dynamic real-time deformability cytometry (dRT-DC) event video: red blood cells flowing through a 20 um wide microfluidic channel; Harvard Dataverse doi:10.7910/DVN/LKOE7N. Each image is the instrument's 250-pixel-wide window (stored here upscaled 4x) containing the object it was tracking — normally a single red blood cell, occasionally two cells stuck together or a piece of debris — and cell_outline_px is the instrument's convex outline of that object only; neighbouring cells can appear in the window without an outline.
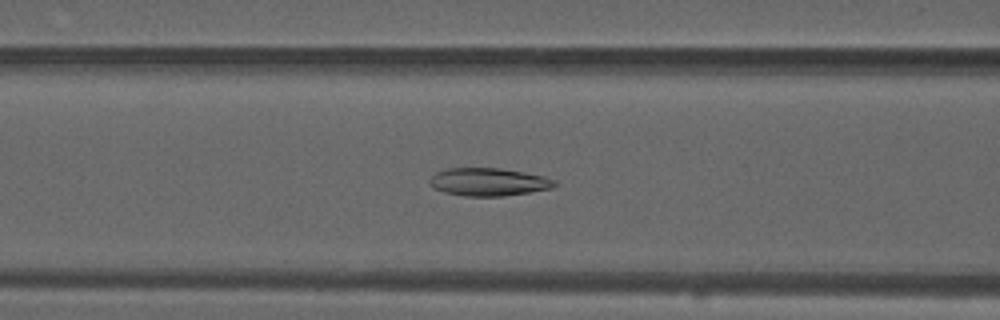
{"species": "common noctule bat (a hibernating species)", "species_latin": "Nyctalus noctula", "temperature_condition": "warm", "stored_images_in_passage": 44, "camera_frame_rate_fps": 3000, "um_per_image_px": 0.085, "animal": {"sex": "male", "forearm_length_mm": 52.5}, "frame": {"image": 1, "passage_image": 11, "time_ms": 3.333, "image_size_px": [1000, 320], "cell_outline_px": [[556, 184], [552, 188], [504, 196], [464, 196], [444, 192], [432, 188], [428, 184], [428, 180], [436, 172], [448, 168], [500, 168], [524, 172], [544, 176], [556, 180]], "centroid_in_image_um": [41.49, 15.46], "position_along_channel_um": 125.1, "area_um2": 20.4}}
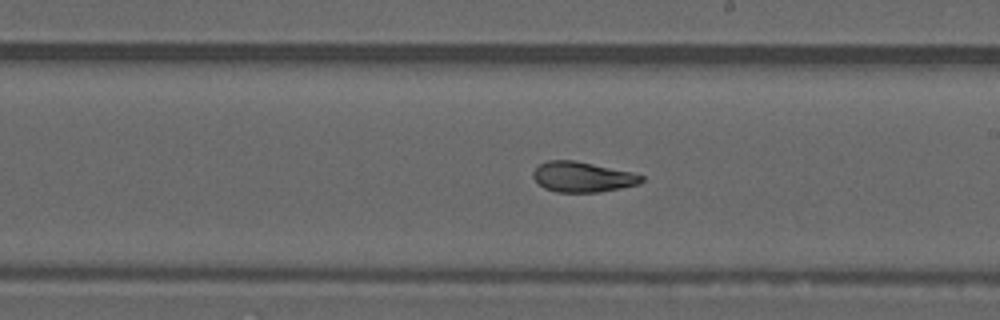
{"frame": {"image": 2, "passage_image": 20, "time_ms": 6.333, "image_size_px": [1000, 320], "cell_outline_px": [[644, 180], [636, 184], [620, 188], [600, 192], [556, 192], [544, 188], [532, 176], [532, 172], [540, 164], [548, 160], [572, 160], [632, 172], [644, 176]], "centroid_in_image_um": [49.49, 15.04], "position_along_channel_um": 239.5, "area_um2": 18.9}}
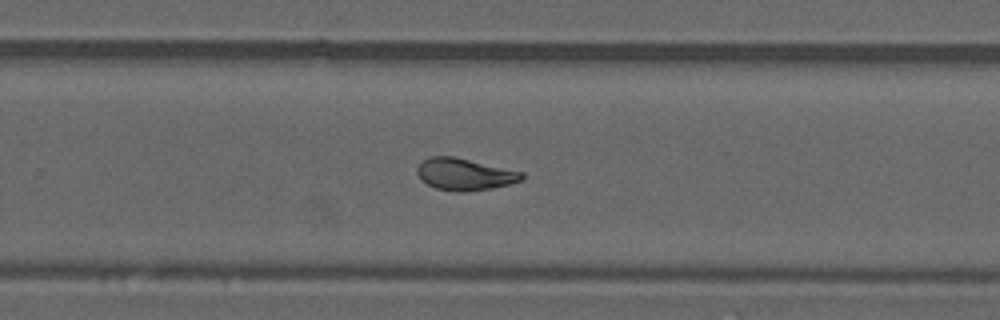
{"frame": {"image": 3, "passage_image": 24, "time_ms": 7.667, "image_size_px": [1000, 320], "cell_outline_px": [[524, 176], [520, 180], [512, 184], [492, 188], [468, 192], [456, 192], [436, 188], [420, 180], [416, 172], [416, 168], [428, 156], [452, 156], [524, 172]], "centroid_in_image_um": [39.48, 14.82], "position_along_channel_um": 290.3, "area_um2": 19.54}, "authors_computed_cell_mechanics": {"area_um2": 20.23, "velocity_mm_per_s": 3.8255, "shape_relaxation_time_tau1_ms": null, "shape_relaxation_time_tau2_ms": 2.0123, "deformation_change_tau1": null, "deformation_change_tau2": 0.0725}}